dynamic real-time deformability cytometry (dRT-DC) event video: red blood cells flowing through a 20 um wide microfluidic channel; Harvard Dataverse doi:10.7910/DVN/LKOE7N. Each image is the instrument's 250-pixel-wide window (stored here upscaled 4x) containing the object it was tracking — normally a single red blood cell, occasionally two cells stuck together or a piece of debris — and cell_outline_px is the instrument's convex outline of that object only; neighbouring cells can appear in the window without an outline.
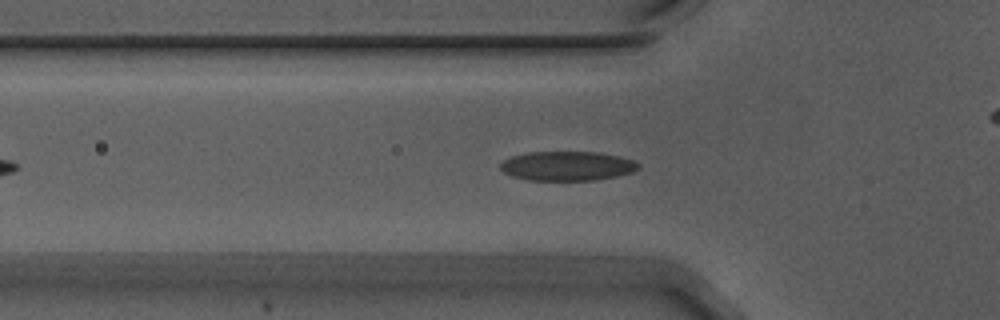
{"species": "Egyptian fruit bat (a non-hibernating species)", "species_latin": "Rousettus aegyptiacus", "temperature_condition": "warm", "stored_images_in_passage": 39, "camera_frame_rate_fps": 3000, "um_per_image_px": 0.085, "animal": {"sex": "male"}, "frame": {"image": 1, "passage_image": 9, "time_ms": 2.667, "image_size_px": [1000, 320], "cell_outline_px": [[640, 168], [632, 172], [616, 176], [596, 180], [528, 180], [512, 176], [504, 172], [500, 168], [500, 164], [504, 160], [512, 156], [528, 152], [596, 152], [620, 156], [632, 160], [640, 164]], "centroid_in_image_um": [48.22, 14.11], "position_along_channel_um": 77.6, "area_um2": 23.58}}
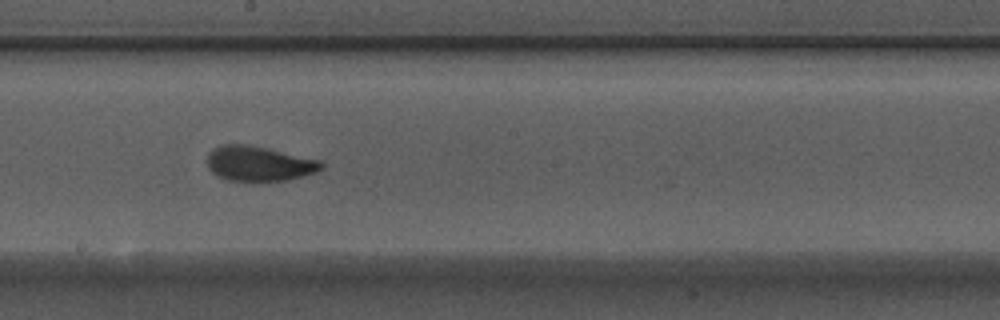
{"frame": {"image": 2, "passage_image": 21, "time_ms": 6.667, "image_size_px": [1000, 320], "cell_outline_px": [[324, 168], [316, 172], [304, 176], [288, 180], [256, 184], [228, 180], [216, 176], [208, 168], [208, 152], [212, 148], [220, 144], [248, 144], [268, 148], [324, 160]], "centroid_in_image_um": [22.04, 13.94], "position_along_channel_um": 226.2, "area_um2": 24.45}}
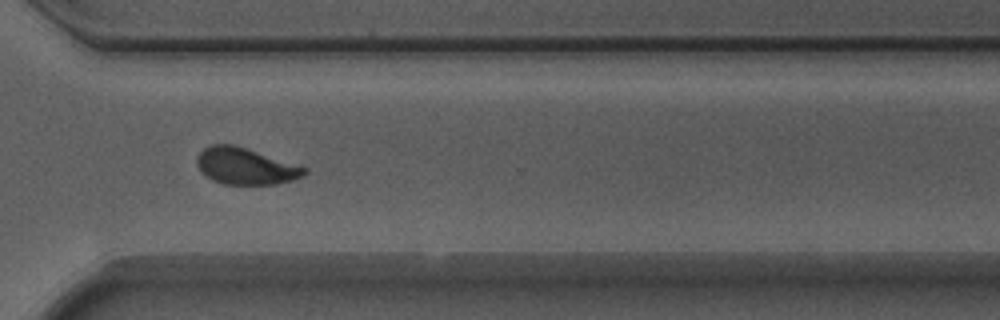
{"frame": {"image": 3, "passage_image": 31, "time_ms": 10.0, "image_size_px": [1000, 320], "cell_outline_px": [[308, 172], [304, 176], [292, 180], [276, 184], [224, 184], [212, 180], [204, 176], [196, 164], [196, 160], [200, 152], [204, 148], [212, 144], [232, 144], [248, 148], [308, 168]], "centroid_in_image_um": [20.87, 14.12], "position_along_channel_um": 349.7, "area_um2": 23.06}, "authors_computed_cell_mechanics": {"area_um2": 23.2356, "velocity_mm_per_s": 3.7079, "shape_relaxation_time_tau1_ms": 3.1218, "shape_relaxation_time_tau2_ms": 1.1071, "deformation_change_tau1": 0.1427, "deformation_change_tau2": 0.0738}}